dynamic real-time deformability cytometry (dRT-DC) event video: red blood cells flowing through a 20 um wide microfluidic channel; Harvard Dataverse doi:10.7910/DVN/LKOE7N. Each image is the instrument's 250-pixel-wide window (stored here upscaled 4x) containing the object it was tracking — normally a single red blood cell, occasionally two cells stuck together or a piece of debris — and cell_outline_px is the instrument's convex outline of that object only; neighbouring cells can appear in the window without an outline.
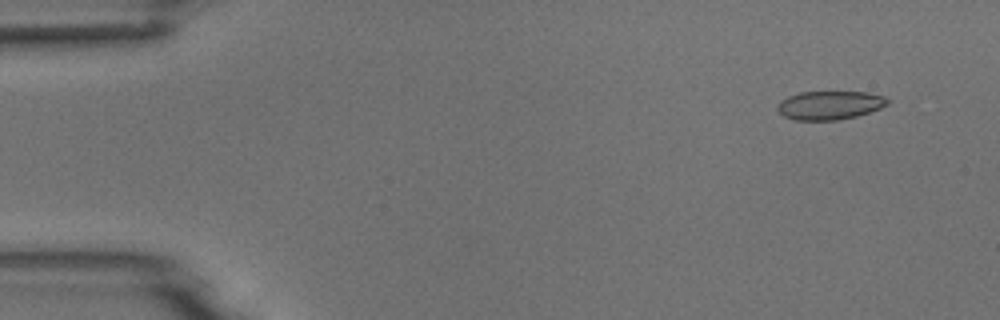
{"species": "common noctule bat (a hibernating species)", "species_latin": "Nyctalus noctula", "temperature_condition": "room temperature", "stored_images_in_passage": 8, "camera_frame_rate_fps": 3000, "um_per_image_px": 0.085, "animal": {"sex": "male", "body_mass_g": 18.8}, "frame": {"image": 1, "passage_image": 1, "time_ms": 0.0, "image_size_px": [1000, 320], "cell_outline_px": [[892, 100], [888, 104], [880, 108], [856, 116], [836, 120], [796, 120], [784, 116], [776, 108], [780, 100], [788, 96], [800, 92], [868, 92], [884, 96]], "centroid_in_image_um": [70.54, 8.93], "position_along_channel_um": 14.5, "area_um2": 18.38}}
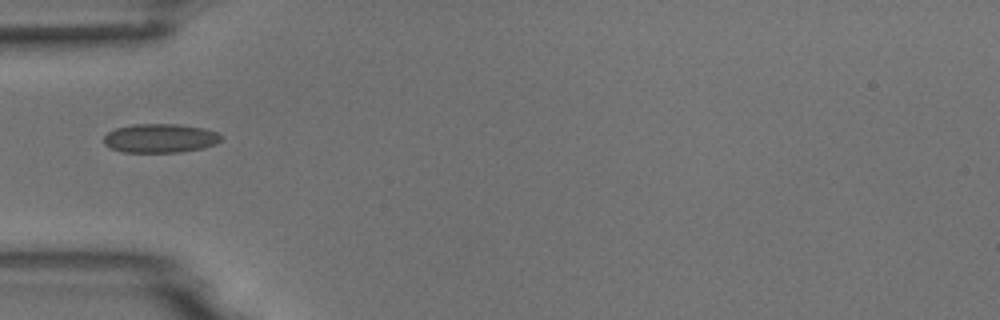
{"frame": {"image": 2, "passage_image": 4, "time_ms": 4.333, "image_size_px": [1000, 320], "cell_outline_px": [[224, 136], [216, 144], [204, 148], [180, 152], [124, 152], [112, 148], [104, 144], [104, 136], [108, 132], [116, 128], [132, 124], [180, 124], [204, 128], [216, 132]], "centroid_in_image_um": [13.64, 11.74], "position_along_channel_um": 71.4, "area_um2": 19.88}}
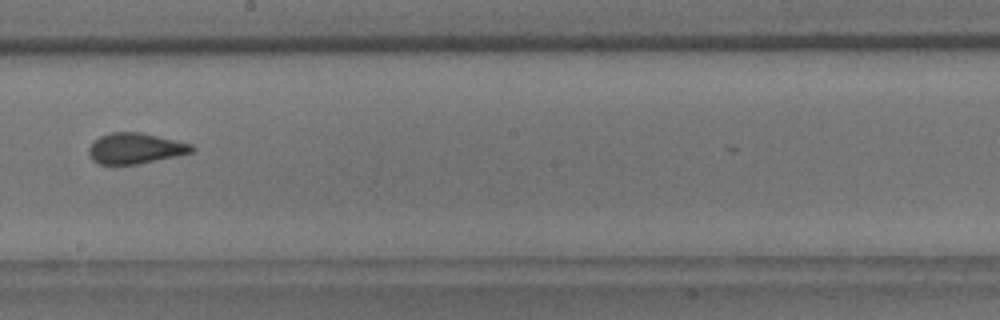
{"frame": {"image": 3, "passage_image": 8, "time_ms": 8.667, "image_size_px": [1000, 320], "cell_outline_px": [[196, 148], [192, 152], [176, 156], [140, 164], [100, 164], [92, 160], [88, 152], [88, 148], [100, 136], [112, 132], [140, 132], [192, 144]], "centroid_in_image_um": [11.51, 12.62], "position_along_channel_um": 236.7, "area_um2": 18.32}}